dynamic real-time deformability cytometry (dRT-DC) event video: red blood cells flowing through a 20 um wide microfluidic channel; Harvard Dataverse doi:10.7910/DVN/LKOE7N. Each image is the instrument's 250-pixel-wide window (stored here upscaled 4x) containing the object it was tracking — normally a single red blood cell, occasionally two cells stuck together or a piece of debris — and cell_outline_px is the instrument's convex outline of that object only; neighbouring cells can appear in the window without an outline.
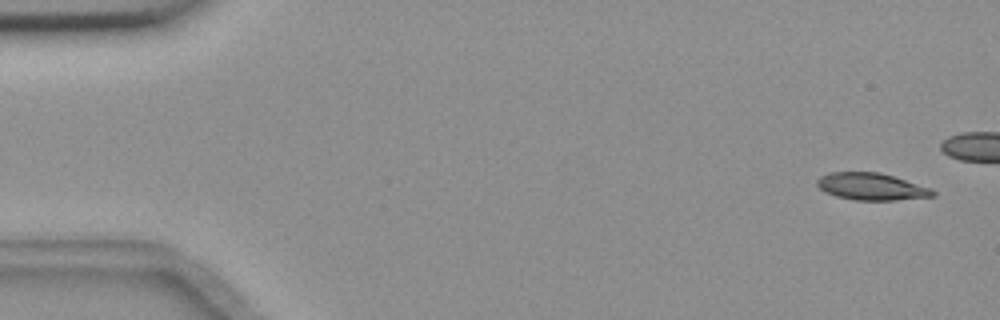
{"species": "common noctule bat (a hibernating species)", "species_latin": "Nyctalus noctula", "temperature_condition": "room temperature", "stored_images_in_passage": 44, "camera_frame_rate_fps": 3000, "um_per_image_px": 0.085, "animal": {"sex": "female", "body_mass_g": 18.4}, "frame": {"image": 1, "passage_image": 2, "time_ms": 0.333, "image_size_px": [1000, 320], "cell_outline_px": [[936, 196], [896, 200], [856, 200], [836, 196], [824, 192], [816, 184], [816, 180], [820, 176], [828, 172], [880, 172], [932, 188], [936, 192]], "centroid_in_image_um": [74.07, 15.86], "position_along_channel_um": 10.9, "area_um2": 18.38}}
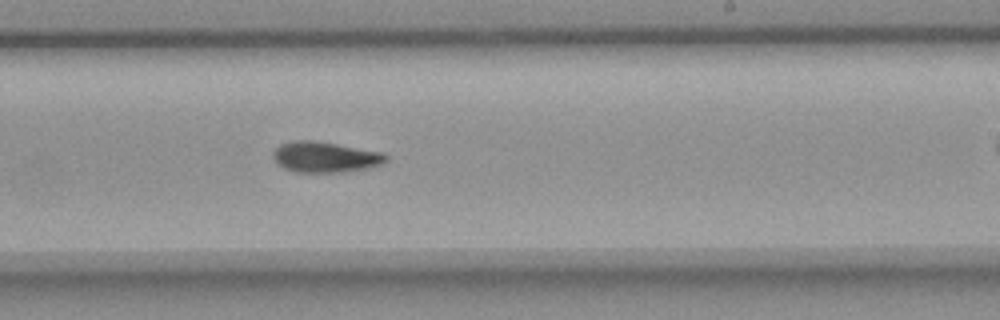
{"frame": {"image": 2, "passage_image": 33, "time_ms": 10.667, "image_size_px": [1000, 320], "cell_outline_px": [[388, 160], [384, 164], [372, 168], [344, 172], [296, 172], [284, 168], [272, 156], [272, 152], [280, 144], [296, 140], [312, 140], [384, 152], [388, 156]], "centroid_in_image_um": [27.71, 13.35], "position_along_channel_um": 261.3, "area_um2": 20.35}}
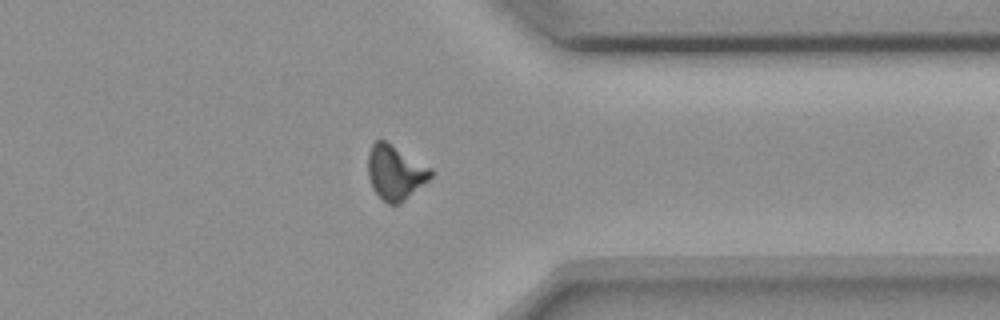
{"frame": {"image": 3, "passage_image": 43, "time_ms": 14.0, "image_size_px": [1000, 320], "cell_outline_px": [[432, 176], [428, 180], [400, 204], [388, 204], [372, 188], [368, 176], [368, 152], [372, 144], [376, 140], [384, 140], [432, 168]], "centroid_in_image_um": [33.58, 14.65], "position_along_channel_um": 377.8, "area_um2": 19.71}}